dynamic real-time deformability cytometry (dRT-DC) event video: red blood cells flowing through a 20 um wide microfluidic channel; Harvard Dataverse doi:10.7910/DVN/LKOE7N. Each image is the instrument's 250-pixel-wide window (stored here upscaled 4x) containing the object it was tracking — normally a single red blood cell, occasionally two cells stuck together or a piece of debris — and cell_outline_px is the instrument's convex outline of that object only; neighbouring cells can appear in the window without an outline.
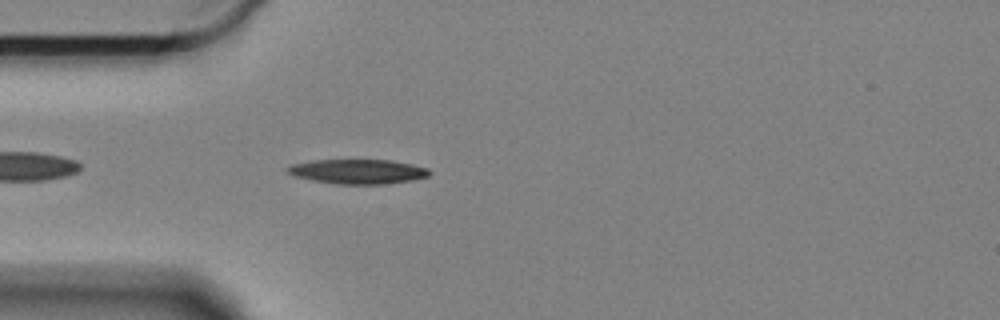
{"species": "Egyptian fruit bat (a non-hibernating species)", "species_latin": "Rousettus aegyptiacus", "temperature_condition": "cold", "stored_images_in_passage": 48, "camera_frame_rate_fps": 3000, "um_per_image_px": 0.085, "animal": {"sex": "female"}, "frame": {"image": 1, "passage_image": 5, "time_ms": 1.333, "image_size_px": [1000, 320], "cell_outline_px": [[432, 172], [428, 176], [412, 180], [384, 184], [336, 184], [296, 176], [288, 172], [288, 168], [292, 164], [312, 160], [388, 160], [428, 168]], "centroid_in_image_um": [30.45, 14.58], "position_along_channel_um": 54.6, "area_um2": 19.94}}
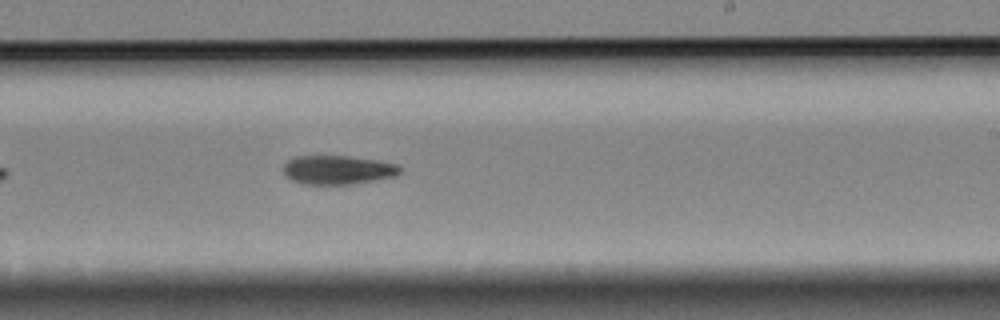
{"frame": {"image": 2, "passage_image": 24, "time_ms": 7.667, "image_size_px": [1000, 320], "cell_outline_px": [[400, 172], [396, 176], [352, 184], [300, 184], [284, 176], [284, 164], [288, 160], [296, 156], [348, 156], [376, 160], [396, 164], [400, 168]], "centroid_in_image_um": [28.67, 14.44], "position_along_channel_um": 260.3, "area_um2": 19.59}}
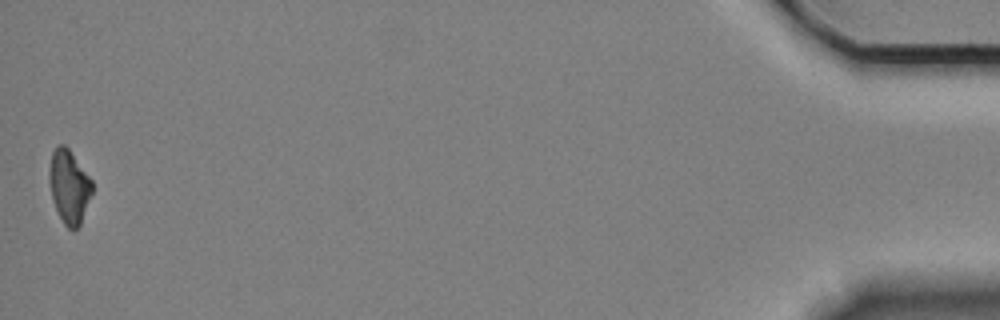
{"frame": {"image": 3, "passage_image": 48, "time_ms": 15.667, "image_size_px": [1000, 320], "cell_outline_px": [[92, 192], [80, 224], [72, 232], [64, 224], [52, 200], [48, 180], [48, 172], [52, 152], [56, 144], [64, 144], [68, 148], [92, 180]], "centroid_in_image_um": [5.84, 15.84], "position_along_channel_um": 429.4, "area_um2": 18.32}, "authors_computed_cell_mechanics": {"area_um2": 20.0277, "velocity_mm_per_s": 3.311, "shape_relaxation_time_tau1_ms": 3.2058, "shape_relaxation_time_tau2_ms": null, "deformation_change_tau1": 0.1261, "deformation_change_tau2": null}}